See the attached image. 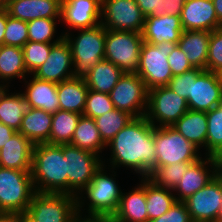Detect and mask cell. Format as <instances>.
Masks as SVG:
<instances>
[{
    "label": "cell",
    "instance_id": "obj_1",
    "mask_svg": "<svg viewBox=\"0 0 222 222\" xmlns=\"http://www.w3.org/2000/svg\"><path fill=\"white\" fill-rule=\"evenodd\" d=\"M106 147L110 154L107 161L103 158L105 166L115 170L125 167L139 178L148 177L156 169L154 126L146 116L133 118Z\"/></svg>",
    "mask_w": 222,
    "mask_h": 222
},
{
    "label": "cell",
    "instance_id": "obj_2",
    "mask_svg": "<svg viewBox=\"0 0 222 222\" xmlns=\"http://www.w3.org/2000/svg\"><path fill=\"white\" fill-rule=\"evenodd\" d=\"M31 175L35 192L68 194V176L66 158L63 157V144H35Z\"/></svg>",
    "mask_w": 222,
    "mask_h": 222
},
{
    "label": "cell",
    "instance_id": "obj_3",
    "mask_svg": "<svg viewBox=\"0 0 222 222\" xmlns=\"http://www.w3.org/2000/svg\"><path fill=\"white\" fill-rule=\"evenodd\" d=\"M116 175H118L117 170L102 165L89 185L77 195L78 210L113 216L123 191L116 180Z\"/></svg>",
    "mask_w": 222,
    "mask_h": 222
},
{
    "label": "cell",
    "instance_id": "obj_4",
    "mask_svg": "<svg viewBox=\"0 0 222 222\" xmlns=\"http://www.w3.org/2000/svg\"><path fill=\"white\" fill-rule=\"evenodd\" d=\"M65 33L73 59V77L85 79L91 68L105 58L106 29L99 24L90 29H78Z\"/></svg>",
    "mask_w": 222,
    "mask_h": 222
},
{
    "label": "cell",
    "instance_id": "obj_5",
    "mask_svg": "<svg viewBox=\"0 0 222 222\" xmlns=\"http://www.w3.org/2000/svg\"><path fill=\"white\" fill-rule=\"evenodd\" d=\"M31 171L0 167V213L18 215L27 211L35 194Z\"/></svg>",
    "mask_w": 222,
    "mask_h": 222
},
{
    "label": "cell",
    "instance_id": "obj_6",
    "mask_svg": "<svg viewBox=\"0 0 222 222\" xmlns=\"http://www.w3.org/2000/svg\"><path fill=\"white\" fill-rule=\"evenodd\" d=\"M156 168L181 162H195L203 157L200 149L172 126L154 127Z\"/></svg>",
    "mask_w": 222,
    "mask_h": 222
},
{
    "label": "cell",
    "instance_id": "obj_7",
    "mask_svg": "<svg viewBox=\"0 0 222 222\" xmlns=\"http://www.w3.org/2000/svg\"><path fill=\"white\" fill-rule=\"evenodd\" d=\"M176 45L172 42L158 45L145 41L142 43L136 74L144 81L148 90L158 86H166L170 82L173 75L167 57Z\"/></svg>",
    "mask_w": 222,
    "mask_h": 222
},
{
    "label": "cell",
    "instance_id": "obj_8",
    "mask_svg": "<svg viewBox=\"0 0 222 222\" xmlns=\"http://www.w3.org/2000/svg\"><path fill=\"white\" fill-rule=\"evenodd\" d=\"M142 33L106 29L105 58L123 73H136L139 67Z\"/></svg>",
    "mask_w": 222,
    "mask_h": 222
},
{
    "label": "cell",
    "instance_id": "obj_9",
    "mask_svg": "<svg viewBox=\"0 0 222 222\" xmlns=\"http://www.w3.org/2000/svg\"><path fill=\"white\" fill-rule=\"evenodd\" d=\"M63 157L66 158L68 194L77 197L101 168L103 158L71 144H63Z\"/></svg>",
    "mask_w": 222,
    "mask_h": 222
},
{
    "label": "cell",
    "instance_id": "obj_10",
    "mask_svg": "<svg viewBox=\"0 0 222 222\" xmlns=\"http://www.w3.org/2000/svg\"><path fill=\"white\" fill-rule=\"evenodd\" d=\"M189 110L187 100L167 86L148 90L147 120L154 127L173 126Z\"/></svg>",
    "mask_w": 222,
    "mask_h": 222
},
{
    "label": "cell",
    "instance_id": "obj_11",
    "mask_svg": "<svg viewBox=\"0 0 222 222\" xmlns=\"http://www.w3.org/2000/svg\"><path fill=\"white\" fill-rule=\"evenodd\" d=\"M114 108L134 118L146 115L148 89L136 73H124L109 93Z\"/></svg>",
    "mask_w": 222,
    "mask_h": 222
},
{
    "label": "cell",
    "instance_id": "obj_12",
    "mask_svg": "<svg viewBox=\"0 0 222 222\" xmlns=\"http://www.w3.org/2000/svg\"><path fill=\"white\" fill-rule=\"evenodd\" d=\"M77 210L76 196L37 192L27 208V212L39 222H70Z\"/></svg>",
    "mask_w": 222,
    "mask_h": 222
},
{
    "label": "cell",
    "instance_id": "obj_13",
    "mask_svg": "<svg viewBox=\"0 0 222 222\" xmlns=\"http://www.w3.org/2000/svg\"><path fill=\"white\" fill-rule=\"evenodd\" d=\"M144 22L134 0H101V25L105 29L142 33Z\"/></svg>",
    "mask_w": 222,
    "mask_h": 222
},
{
    "label": "cell",
    "instance_id": "obj_14",
    "mask_svg": "<svg viewBox=\"0 0 222 222\" xmlns=\"http://www.w3.org/2000/svg\"><path fill=\"white\" fill-rule=\"evenodd\" d=\"M183 202L193 222H217L222 209V177L217 174Z\"/></svg>",
    "mask_w": 222,
    "mask_h": 222
},
{
    "label": "cell",
    "instance_id": "obj_15",
    "mask_svg": "<svg viewBox=\"0 0 222 222\" xmlns=\"http://www.w3.org/2000/svg\"><path fill=\"white\" fill-rule=\"evenodd\" d=\"M61 24L67 25L63 34L98 26L101 24V0H62Z\"/></svg>",
    "mask_w": 222,
    "mask_h": 222
},
{
    "label": "cell",
    "instance_id": "obj_16",
    "mask_svg": "<svg viewBox=\"0 0 222 222\" xmlns=\"http://www.w3.org/2000/svg\"><path fill=\"white\" fill-rule=\"evenodd\" d=\"M222 98V81L218 73L203 70L192 80L191 95L187 98L188 108L208 112L219 106Z\"/></svg>",
    "mask_w": 222,
    "mask_h": 222
},
{
    "label": "cell",
    "instance_id": "obj_17",
    "mask_svg": "<svg viewBox=\"0 0 222 222\" xmlns=\"http://www.w3.org/2000/svg\"><path fill=\"white\" fill-rule=\"evenodd\" d=\"M217 174L216 158L204 155L187 168L181 177V181L172 190L176 201L183 202L206 186Z\"/></svg>",
    "mask_w": 222,
    "mask_h": 222
},
{
    "label": "cell",
    "instance_id": "obj_18",
    "mask_svg": "<svg viewBox=\"0 0 222 222\" xmlns=\"http://www.w3.org/2000/svg\"><path fill=\"white\" fill-rule=\"evenodd\" d=\"M32 75L56 84L73 77L72 52L65 38L51 47L46 62Z\"/></svg>",
    "mask_w": 222,
    "mask_h": 222
},
{
    "label": "cell",
    "instance_id": "obj_19",
    "mask_svg": "<svg viewBox=\"0 0 222 222\" xmlns=\"http://www.w3.org/2000/svg\"><path fill=\"white\" fill-rule=\"evenodd\" d=\"M180 22L186 31H210L222 27L212 0H187L184 2Z\"/></svg>",
    "mask_w": 222,
    "mask_h": 222
},
{
    "label": "cell",
    "instance_id": "obj_20",
    "mask_svg": "<svg viewBox=\"0 0 222 222\" xmlns=\"http://www.w3.org/2000/svg\"><path fill=\"white\" fill-rule=\"evenodd\" d=\"M130 191H122L117 211L112 216L114 222H147L146 177Z\"/></svg>",
    "mask_w": 222,
    "mask_h": 222
},
{
    "label": "cell",
    "instance_id": "obj_21",
    "mask_svg": "<svg viewBox=\"0 0 222 222\" xmlns=\"http://www.w3.org/2000/svg\"><path fill=\"white\" fill-rule=\"evenodd\" d=\"M183 32L180 16L149 15L145 17L144 28L142 31L143 41L153 45L164 42L178 43Z\"/></svg>",
    "mask_w": 222,
    "mask_h": 222
},
{
    "label": "cell",
    "instance_id": "obj_22",
    "mask_svg": "<svg viewBox=\"0 0 222 222\" xmlns=\"http://www.w3.org/2000/svg\"><path fill=\"white\" fill-rule=\"evenodd\" d=\"M5 10L12 18L26 22L39 18H61L62 0H11Z\"/></svg>",
    "mask_w": 222,
    "mask_h": 222
},
{
    "label": "cell",
    "instance_id": "obj_23",
    "mask_svg": "<svg viewBox=\"0 0 222 222\" xmlns=\"http://www.w3.org/2000/svg\"><path fill=\"white\" fill-rule=\"evenodd\" d=\"M26 79L23 81L25 89L21 92L32 108L42 109L51 114L60 109L56 83L38 79L32 74Z\"/></svg>",
    "mask_w": 222,
    "mask_h": 222
},
{
    "label": "cell",
    "instance_id": "obj_24",
    "mask_svg": "<svg viewBox=\"0 0 222 222\" xmlns=\"http://www.w3.org/2000/svg\"><path fill=\"white\" fill-rule=\"evenodd\" d=\"M34 144L16 132L0 149V167L31 171Z\"/></svg>",
    "mask_w": 222,
    "mask_h": 222
},
{
    "label": "cell",
    "instance_id": "obj_25",
    "mask_svg": "<svg viewBox=\"0 0 222 222\" xmlns=\"http://www.w3.org/2000/svg\"><path fill=\"white\" fill-rule=\"evenodd\" d=\"M210 31L183 30L177 45L193 68L206 70Z\"/></svg>",
    "mask_w": 222,
    "mask_h": 222
},
{
    "label": "cell",
    "instance_id": "obj_26",
    "mask_svg": "<svg viewBox=\"0 0 222 222\" xmlns=\"http://www.w3.org/2000/svg\"><path fill=\"white\" fill-rule=\"evenodd\" d=\"M172 127L197 148L204 149L203 155L206 156V112L189 109Z\"/></svg>",
    "mask_w": 222,
    "mask_h": 222
},
{
    "label": "cell",
    "instance_id": "obj_27",
    "mask_svg": "<svg viewBox=\"0 0 222 222\" xmlns=\"http://www.w3.org/2000/svg\"><path fill=\"white\" fill-rule=\"evenodd\" d=\"M52 115L42 109L32 108L23 116L18 132L34 145L40 143L50 144Z\"/></svg>",
    "mask_w": 222,
    "mask_h": 222
},
{
    "label": "cell",
    "instance_id": "obj_28",
    "mask_svg": "<svg viewBox=\"0 0 222 222\" xmlns=\"http://www.w3.org/2000/svg\"><path fill=\"white\" fill-rule=\"evenodd\" d=\"M84 79L72 77L57 84L60 110L83 115L88 94Z\"/></svg>",
    "mask_w": 222,
    "mask_h": 222
},
{
    "label": "cell",
    "instance_id": "obj_29",
    "mask_svg": "<svg viewBox=\"0 0 222 222\" xmlns=\"http://www.w3.org/2000/svg\"><path fill=\"white\" fill-rule=\"evenodd\" d=\"M11 92L8 88L0 98V122L19 131L23 116L32 106L23 96L21 90Z\"/></svg>",
    "mask_w": 222,
    "mask_h": 222
},
{
    "label": "cell",
    "instance_id": "obj_30",
    "mask_svg": "<svg viewBox=\"0 0 222 222\" xmlns=\"http://www.w3.org/2000/svg\"><path fill=\"white\" fill-rule=\"evenodd\" d=\"M30 74L24 64L23 50L20 47L0 46V81L8 87L13 80L19 78L24 81ZM16 78V79H15Z\"/></svg>",
    "mask_w": 222,
    "mask_h": 222
},
{
    "label": "cell",
    "instance_id": "obj_31",
    "mask_svg": "<svg viewBox=\"0 0 222 222\" xmlns=\"http://www.w3.org/2000/svg\"><path fill=\"white\" fill-rule=\"evenodd\" d=\"M70 144L93 152L102 158L105 157L102 155H104L103 152L107 147L100 137L99 130L93 118L84 115L80 116Z\"/></svg>",
    "mask_w": 222,
    "mask_h": 222
},
{
    "label": "cell",
    "instance_id": "obj_32",
    "mask_svg": "<svg viewBox=\"0 0 222 222\" xmlns=\"http://www.w3.org/2000/svg\"><path fill=\"white\" fill-rule=\"evenodd\" d=\"M123 74L118 66L103 59L91 68L84 80L89 90L109 94Z\"/></svg>",
    "mask_w": 222,
    "mask_h": 222
},
{
    "label": "cell",
    "instance_id": "obj_33",
    "mask_svg": "<svg viewBox=\"0 0 222 222\" xmlns=\"http://www.w3.org/2000/svg\"><path fill=\"white\" fill-rule=\"evenodd\" d=\"M176 202L171 189L156 186L146 177V208L148 221L154 220L166 213Z\"/></svg>",
    "mask_w": 222,
    "mask_h": 222
},
{
    "label": "cell",
    "instance_id": "obj_34",
    "mask_svg": "<svg viewBox=\"0 0 222 222\" xmlns=\"http://www.w3.org/2000/svg\"><path fill=\"white\" fill-rule=\"evenodd\" d=\"M81 114L58 110L52 115L50 144H70Z\"/></svg>",
    "mask_w": 222,
    "mask_h": 222
},
{
    "label": "cell",
    "instance_id": "obj_35",
    "mask_svg": "<svg viewBox=\"0 0 222 222\" xmlns=\"http://www.w3.org/2000/svg\"><path fill=\"white\" fill-rule=\"evenodd\" d=\"M133 118L127 112L115 108L104 115L94 118V120L101 139L107 145Z\"/></svg>",
    "mask_w": 222,
    "mask_h": 222
},
{
    "label": "cell",
    "instance_id": "obj_36",
    "mask_svg": "<svg viewBox=\"0 0 222 222\" xmlns=\"http://www.w3.org/2000/svg\"><path fill=\"white\" fill-rule=\"evenodd\" d=\"M58 23H61V18H39L28 21L27 31L29 41L39 43H58L64 38L62 32L60 35L57 33Z\"/></svg>",
    "mask_w": 222,
    "mask_h": 222
},
{
    "label": "cell",
    "instance_id": "obj_37",
    "mask_svg": "<svg viewBox=\"0 0 222 222\" xmlns=\"http://www.w3.org/2000/svg\"><path fill=\"white\" fill-rule=\"evenodd\" d=\"M206 116V156L217 157L222 152V106H216L206 112Z\"/></svg>",
    "mask_w": 222,
    "mask_h": 222
},
{
    "label": "cell",
    "instance_id": "obj_38",
    "mask_svg": "<svg viewBox=\"0 0 222 222\" xmlns=\"http://www.w3.org/2000/svg\"><path fill=\"white\" fill-rule=\"evenodd\" d=\"M194 162H181L157 167L147 178L156 186L173 190L187 168Z\"/></svg>",
    "mask_w": 222,
    "mask_h": 222
},
{
    "label": "cell",
    "instance_id": "obj_39",
    "mask_svg": "<svg viewBox=\"0 0 222 222\" xmlns=\"http://www.w3.org/2000/svg\"><path fill=\"white\" fill-rule=\"evenodd\" d=\"M55 43H39L27 41L22 47L24 64L29 74H33L43 63L46 62L51 47Z\"/></svg>",
    "mask_w": 222,
    "mask_h": 222
},
{
    "label": "cell",
    "instance_id": "obj_40",
    "mask_svg": "<svg viewBox=\"0 0 222 222\" xmlns=\"http://www.w3.org/2000/svg\"><path fill=\"white\" fill-rule=\"evenodd\" d=\"M28 25L26 21L12 18L7 13L6 28L3 38V45L16 46L22 48L29 40Z\"/></svg>",
    "mask_w": 222,
    "mask_h": 222
},
{
    "label": "cell",
    "instance_id": "obj_41",
    "mask_svg": "<svg viewBox=\"0 0 222 222\" xmlns=\"http://www.w3.org/2000/svg\"><path fill=\"white\" fill-rule=\"evenodd\" d=\"M114 109V105L108 93H101L93 90L88 91L83 111L84 116L94 119Z\"/></svg>",
    "mask_w": 222,
    "mask_h": 222
},
{
    "label": "cell",
    "instance_id": "obj_42",
    "mask_svg": "<svg viewBox=\"0 0 222 222\" xmlns=\"http://www.w3.org/2000/svg\"><path fill=\"white\" fill-rule=\"evenodd\" d=\"M206 70L218 74L222 72V27L211 32Z\"/></svg>",
    "mask_w": 222,
    "mask_h": 222
},
{
    "label": "cell",
    "instance_id": "obj_43",
    "mask_svg": "<svg viewBox=\"0 0 222 222\" xmlns=\"http://www.w3.org/2000/svg\"><path fill=\"white\" fill-rule=\"evenodd\" d=\"M202 71V69L193 68L183 74L174 75L166 86L178 96L187 100L189 95H191L192 80H196Z\"/></svg>",
    "mask_w": 222,
    "mask_h": 222
},
{
    "label": "cell",
    "instance_id": "obj_44",
    "mask_svg": "<svg viewBox=\"0 0 222 222\" xmlns=\"http://www.w3.org/2000/svg\"><path fill=\"white\" fill-rule=\"evenodd\" d=\"M147 222H193L184 202L176 201L172 207L160 217Z\"/></svg>",
    "mask_w": 222,
    "mask_h": 222
},
{
    "label": "cell",
    "instance_id": "obj_45",
    "mask_svg": "<svg viewBox=\"0 0 222 222\" xmlns=\"http://www.w3.org/2000/svg\"><path fill=\"white\" fill-rule=\"evenodd\" d=\"M168 64L172 70V75H179L193 69L185 53L176 45L168 55Z\"/></svg>",
    "mask_w": 222,
    "mask_h": 222
},
{
    "label": "cell",
    "instance_id": "obj_46",
    "mask_svg": "<svg viewBox=\"0 0 222 222\" xmlns=\"http://www.w3.org/2000/svg\"><path fill=\"white\" fill-rule=\"evenodd\" d=\"M141 9L142 14L147 17L149 15H163L164 0H134Z\"/></svg>",
    "mask_w": 222,
    "mask_h": 222
},
{
    "label": "cell",
    "instance_id": "obj_47",
    "mask_svg": "<svg viewBox=\"0 0 222 222\" xmlns=\"http://www.w3.org/2000/svg\"><path fill=\"white\" fill-rule=\"evenodd\" d=\"M70 222H114L107 214L85 213L77 210Z\"/></svg>",
    "mask_w": 222,
    "mask_h": 222
},
{
    "label": "cell",
    "instance_id": "obj_48",
    "mask_svg": "<svg viewBox=\"0 0 222 222\" xmlns=\"http://www.w3.org/2000/svg\"><path fill=\"white\" fill-rule=\"evenodd\" d=\"M163 15L180 16L184 2L182 0H164Z\"/></svg>",
    "mask_w": 222,
    "mask_h": 222
},
{
    "label": "cell",
    "instance_id": "obj_49",
    "mask_svg": "<svg viewBox=\"0 0 222 222\" xmlns=\"http://www.w3.org/2000/svg\"><path fill=\"white\" fill-rule=\"evenodd\" d=\"M15 133L14 129L0 122V149L4 147Z\"/></svg>",
    "mask_w": 222,
    "mask_h": 222
},
{
    "label": "cell",
    "instance_id": "obj_50",
    "mask_svg": "<svg viewBox=\"0 0 222 222\" xmlns=\"http://www.w3.org/2000/svg\"><path fill=\"white\" fill-rule=\"evenodd\" d=\"M6 21H7V11L5 9H0V46L3 45Z\"/></svg>",
    "mask_w": 222,
    "mask_h": 222
},
{
    "label": "cell",
    "instance_id": "obj_51",
    "mask_svg": "<svg viewBox=\"0 0 222 222\" xmlns=\"http://www.w3.org/2000/svg\"><path fill=\"white\" fill-rule=\"evenodd\" d=\"M16 222H39L33 218L27 211L15 216Z\"/></svg>",
    "mask_w": 222,
    "mask_h": 222
},
{
    "label": "cell",
    "instance_id": "obj_52",
    "mask_svg": "<svg viewBox=\"0 0 222 222\" xmlns=\"http://www.w3.org/2000/svg\"><path fill=\"white\" fill-rule=\"evenodd\" d=\"M218 21L222 24V0H212Z\"/></svg>",
    "mask_w": 222,
    "mask_h": 222
},
{
    "label": "cell",
    "instance_id": "obj_53",
    "mask_svg": "<svg viewBox=\"0 0 222 222\" xmlns=\"http://www.w3.org/2000/svg\"><path fill=\"white\" fill-rule=\"evenodd\" d=\"M0 222H16L15 215H2Z\"/></svg>",
    "mask_w": 222,
    "mask_h": 222
},
{
    "label": "cell",
    "instance_id": "obj_54",
    "mask_svg": "<svg viewBox=\"0 0 222 222\" xmlns=\"http://www.w3.org/2000/svg\"><path fill=\"white\" fill-rule=\"evenodd\" d=\"M215 158L217 160V170L218 172H222V152Z\"/></svg>",
    "mask_w": 222,
    "mask_h": 222
},
{
    "label": "cell",
    "instance_id": "obj_55",
    "mask_svg": "<svg viewBox=\"0 0 222 222\" xmlns=\"http://www.w3.org/2000/svg\"><path fill=\"white\" fill-rule=\"evenodd\" d=\"M9 87L6 85V84H4V83H2L1 85H0V98H1V96L5 93V91L8 89Z\"/></svg>",
    "mask_w": 222,
    "mask_h": 222
},
{
    "label": "cell",
    "instance_id": "obj_56",
    "mask_svg": "<svg viewBox=\"0 0 222 222\" xmlns=\"http://www.w3.org/2000/svg\"><path fill=\"white\" fill-rule=\"evenodd\" d=\"M0 9H5V0H0Z\"/></svg>",
    "mask_w": 222,
    "mask_h": 222
},
{
    "label": "cell",
    "instance_id": "obj_57",
    "mask_svg": "<svg viewBox=\"0 0 222 222\" xmlns=\"http://www.w3.org/2000/svg\"><path fill=\"white\" fill-rule=\"evenodd\" d=\"M217 222H222V209H221V212H220V215H219V218H218Z\"/></svg>",
    "mask_w": 222,
    "mask_h": 222
},
{
    "label": "cell",
    "instance_id": "obj_58",
    "mask_svg": "<svg viewBox=\"0 0 222 222\" xmlns=\"http://www.w3.org/2000/svg\"><path fill=\"white\" fill-rule=\"evenodd\" d=\"M11 0H5V7H6V4L8 3V2H10Z\"/></svg>",
    "mask_w": 222,
    "mask_h": 222
}]
</instances>
